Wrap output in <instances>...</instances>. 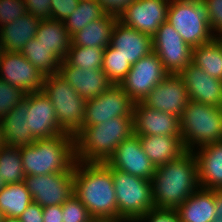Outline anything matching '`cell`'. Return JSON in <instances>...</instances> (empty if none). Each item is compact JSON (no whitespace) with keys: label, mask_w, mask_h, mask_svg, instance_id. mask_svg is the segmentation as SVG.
Masks as SVG:
<instances>
[{"label":"cell","mask_w":222,"mask_h":222,"mask_svg":"<svg viewBox=\"0 0 222 222\" xmlns=\"http://www.w3.org/2000/svg\"><path fill=\"white\" fill-rule=\"evenodd\" d=\"M189 101L182 77L179 74H168L142 100V103L149 108L181 117Z\"/></svg>","instance_id":"14"},{"label":"cell","mask_w":222,"mask_h":222,"mask_svg":"<svg viewBox=\"0 0 222 222\" xmlns=\"http://www.w3.org/2000/svg\"><path fill=\"white\" fill-rule=\"evenodd\" d=\"M213 39L216 41V43L220 46V48L222 50V32L214 34Z\"/></svg>","instance_id":"50"},{"label":"cell","mask_w":222,"mask_h":222,"mask_svg":"<svg viewBox=\"0 0 222 222\" xmlns=\"http://www.w3.org/2000/svg\"><path fill=\"white\" fill-rule=\"evenodd\" d=\"M167 75L160 58L152 51L132 65L120 86L134 103L142 102Z\"/></svg>","instance_id":"10"},{"label":"cell","mask_w":222,"mask_h":222,"mask_svg":"<svg viewBox=\"0 0 222 222\" xmlns=\"http://www.w3.org/2000/svg\"><path fill=\"white\" fill-rule=\"evenodd\" d=\"M102 5V9L106 14H111L116 17L125 10L134 0H97Z\"/></svg>","instance_id":"44"},{"label":"cell","mask_w":222,"mask_h":222,"mask_svg":"<svg viewBox=\"0 0 222 222\" xmlns=\"http://www.w3.org/2000/svg\"><path fill=\"white\" fill-rule=\"evenodd\" d=\"M133 107L122 87L112 84L100 96L86 101L83 126L98 125L113 117H133Z\"/></svg>","instance_id":"11"},{"label":"cell","mask_w":222,"mask_h":222,"mask_svg":"<svg viewBox=\"0 0 222 222\" xmlns=\"http://www.w3.org/2000/svg\"><path fill=\"white\" fill-rule=\"evenodd\" d=\"M26 176L65 173L74 167L75 137L64 133L53 138L36 139L32 145L20 147Z\"/></svg>","instance_id":"4"},{"label":"cell","mask_w":222,"mask_h":222,"mask_svg":"<svg viewBox=\"0 0 222 222\" xmlns=\"http://www.w3.org/2000/svg\"><path fill=\"white\" fill-rule=\"evenodd\" d=\"M42 91L54 106L58 124L75 135L83 127L86 101L59 73L45 76Z\"/></svg>","instance_id":"7"},{"label":"cell","mask_w":222,"mask_h":222,"mask_svg":"<svg viewBox=\"0 0 222 222\" xmlns=\"http://www.w3.org/2000/svg\"><path fill=\"white\" fill-rule=\"evenodd\" d=\"M45 76L58 73L61 61L34 37L20 52Z\"/></svg>","instance_id":"31"},{"label":"cell","mask_w":222,"mask_h":222,"mask_svg":"<svg viewBox=\"0 0 222 222\" xmlns=\"http://www.w3.org/2000/svg\"><path fill=\"white\" fill-rule=\"evenodd\" d=\"M6 145L5 140H4V133H3V128H2V123L0 119V149Z\"/></svg>","instance_id":"49"},{"label":"cell","mask_w":222,"mask_h":222,"mask_svg":"<svg viewBox=\"0 0 222 222\" xmlns=\"http://www.w3.org/2000/svg\"><path fill=\"white\" fill-rule=\"evenodd\" d=\"M35 38L49 48V51L61 62L65 60L71 46V36L65 28L64 22L54 19H41Z\"/></svg>","instance_id":"27"},{"label":"cell","mask_w":222,"mask_h":222,"mask_svg":"<svg viewBox=\"0 0 222 222\" xmlns=\"http://www.w3.org/2000/svg\"><path fill=\"white\" fill-rule=\"evenodd\" d=\"M207 7L213 34L222 32V0H202Z\"/></svg>","instance_id":"42"},{"label":"cell","mask_w":222,"mask_h":222,"mask_svg":"<svg viewBox=\"0 0 222 222\" xmlns=\"http://www.w3.org/2000/svg\"><path fill=\"white\" fill-rule=\"evenodd\" d=\"M170 0H134L119 15L123 25L153 37L166 22Z\"/></svg>","instance_id":"12"},{"label":"cell","mask_w":222,"mask_h":222,"mask_svg":"<svg viewBox=\"0 0 222 222\" xmlns=\"http://www.w3.org/2000/svg\"><path fill=\"white\" fill-rule=\"evenodd\" d=\"M133 133V117H113L83 126L75 135V158L82 162H107L116 147Z\"/></svg>","instance_id":"3"},{"label":"cell","mask_w":222,"mask_h":222,"mask_svg":"<svg viewBox=\"0 0 222 222\" xmlns=\"http://www.w3.org/2000/svg\"><path fill=\"white\" fill-rule=\"evenodd\" d=\"M137 222H181L175 209L153 208L144 214Z\"/></svg>","instance_id":"40"},{"label":"cell","mask_w":222,"mask_h":222,"mask_svg":"<svg viewBox=\"0 0 222 222\" xmlns=\"http://www.w3.org/2000/svg\"><path fill=\"white\" fill-rule=\"evenodd\" d=\"M25 12L24 0H0V28L16 21Z\"/></svg>","instance_id":"38"},{"label":"cell","mask_w":222,"mask_h":222,"mask_svg":"<svg viewBox=\"0 0 222 222\" xmlns=\"http://www.w3.org/2000/svg\"><path fill=\"white\" fill-rule=\"evenodd\" d=\"M118 17L105 14L98 20L88 23L83 29L71 36V46L99 47L110 45L113 28Z\"/></svg>","instance_id":"26"},{"label":"cell","mask_w":222,"mask_h":222,"mask_svg":"<svg viewBox=\"0 0 222 222\" xmlns=\"http://www.w3.org/2000/svg\"><path fill=\"white\" fill-rule=\"evenodd\" d=\"M110 45L119 49L131 65L153 51L152 37L117 21L111 35Z\"/></svg>","instance_id":"20"},{"label":"cell","mask_w":222,"mask_h":222,"mask_svg":"<svg viewBox=\"0 0 222 222\" xmlns=\"http://www.w3.org/2000/svg\"><path fill=\"white\" fill-rule=\"evenodd\" d=\"M213 194L216 212L211 222H222V189H213Z\"/></svg>","instance_id":"47"},{"label":"cell","mask_w":222,"mask_h":222,"mask_svg":"<svg viewBox=\"0 0 222 222\" xmlns=\"http://www.w3.org/2000/svg\"><path fill=\"white\" fill-rule=\"evenodd\" d=\"M44 222H63L61 205L43 207Z\"/></svg>","instance_id":"46"},{"label":"cell","mask_w":222,"mask_h":222,"mask_svg":"<svg viewBox=\"0 0 222 222\" xmlns=\"http://www.w3.org/2000/svg\"><path fill=\"white\" fill-rule=\"evenodd\" d=\"M28 93L25 98L1 119L6 145L22 147L32 145L34 136L28 129L27 115Z\"/></svg>","instance_id":"23"},{"label":"cell","mask_w":222,"mask_h":222,"mask_svg":"<svg viewBox=\"0 0 222 222\" xmlns=\"http://www.w3.org/2000/svg\"><path fill=\"white\" fill-rule=\"evenodd\" d=\"M154 208L176 209L199 186L197 162L192 151L156 168L151 178Z\"/></svg>","instance_id":"2"},{"label":"cell","mask_w":222,"mask_h":222,"mask_svg":"<svg viewBox=\"0 0 222 222\" xmlns=\"http://www.w3.org/2000/svg\"><path fill=\"white\" fill-rule=\"evenodd\" d=\"M85 100L94 99L104 93L112 83L102 69L82 70L61 62L58 72Z\"/></svg>","instance_id":"19"},{"label":"cell","mask_w":222,"mask_h":222,"mask_svg":"<svg viewBox=\"0 0 222 222\" xmlns=\"http://www.w3.org/2000/svg\"><path fill=\"white\" fill-rule=\"evenodd\" d=\"M192 64L222 81V50L214 39L192 49Z\"/></svg>","instance_id":"30"},{"label":"cell","mask_w":222,"mask_h":222,"mask_svg":"<svg viewBox=\"0 0 222 222\" xmlns=\"http://www.w3.org/2000/svg\"><path fill=\"white\" fill-rule=\"evenodd\" d=\"M74 195L93 219L119 218L112 171L105 163L75 161Z\"/></svg>","instance_id":"1"},{"label":"cell","mask_w":222,"mask_h":222,"mask_svg":"<svg viewBox=\"0 0 222 222\" xmlns=\"http://www.w3.org/2000/svg\"><path fill=\"white\" fill-rule=\"evenodd\" d=\"M0 176L6 185L24 181L20 147L5 145L0 149Z\"/></svg>","instance_id":"33"},{"label":"cell","mask_w":222,"mask_h":222,"mask_svg":"<svg viewBox=\"0 0 222 222\" xmlns=\"http://www.w3.org/2000/svg\"><path fill=\"white\" fill-rule=\"evenodd\" d=\"M28 129L35 139H48L67 133L56 118L54 106L43 91L28 93Z\"/></svg>","instance_id":"15"},{"label":"cell","mask_w":222,"mask_h":222,"mask_svg":"<svg viewBox=\"0 0 222 222\" xmlns=\"http://www.w3.org/2000/svg\"><path fill=\"white\" fill-rule=\"evenodd\" d=\"M175 211L181 222H211L216 212L213 189L199 187Z\"/></svg>","instance_id":"25"},{"label":"cell","mask_w":222,"mask_h":222,"mask_svg":"<svg viewBox=\"0 0 222 222\" xmlns=\"http://www.w3.org/2000/svg\"><path fill=\"white\" fill-rule=\"evenodd\" d=\"M1 222H21V221L19 218L4 216Z\"/></svg>","instance_id":"51"},{"label":"cell","mask_w":222,"mask_h":222,"mask_svg":"<svg viewBox=\"0 0 222 222\" xmlns=\"http://www.w3.org/2000/svg\"><path fill=\"white\" fill-rule=\"evenodd\" d=\"M181 139L186 151L222 141V108L189 101L180 117Z\"/></svg>","instance_id":"5"},{"label":"cell","mask_w":222,"mask_h":222,"mask_svg":"<svg viewBox=\"0 0 222 222\" xmlns=\"http://www.w3.org/2000/svg\"><path fill=\"white\" fill-rule=\"evenodd\" d=\"M119 52V49L111 45L104 49L102 70L105 72L109 81L115 85L121 84L132 67Z\"/></svg>","instance_id":"35"},{"label":"cell","mask_w":222,"mask_h":222,"mask_svg":"<svg viewBox=\"0 0 222 222\" xmlns=\"http://www.w3.org/2000/svg\"><path fill=\"white\" fill-rule=\"evenodd\" d=\"M92 222H134L124 218H115V219H93Z\"/></svg>","instance_id":"48"},{"label":"cell","mask_w":222,"mask_h":222,"mask_svg":"<svg viewBox=\"0 0 222 222\" xmlns=\"http://www.w3.org/2000/svg\"><path fill=\"white\" fill-rule=\"evenodd\" d=\"M166 22L192 48L213 40L206 4L202 0H170Z\"/></svg>","instance_id":"6"},{"label":"cell","mask_w":222,"mask_h":222,"mask_svg":"<svg viewBox=\"0 0 222 222\" xmlns=\"http://www.w3.org/2000/svg\"><path fill=\"white\" fill-rule=\"evenodd\" d=\"M19 219L21 222H44L43 207L35 202H31Z\"/></svg>","instance_id":"45"},{"label":"cell","mask_w":222,"mask_h":222,"mask_svg":"<svg viewBox=\"0 0 222 222\" xmlns=\"http://www.w3.org/2000/svg\"><path fill=\"white\" fill-rule=\"evenodd\" d=\"M0 78L25 93L42 91L45 75L20 52L4 51L0 58Z\"/></svg>","instance_id":"13"},{"label":"cell","mask_w":222,"mask_h":222,"mask_svg":"<svg viewBox=\"0 0 222 222\" xmlns=\"http://www.w3.org/2000/svg\"><path fill=\"white\" fill-rule=\"evenodd\" d=\"M192 152L197 162L199 186L222 189V141L209 143Z\"/></svg>","instance_id":"21"},{"label":"cell","mask_w":222,"mask_h":222,"mask_svg":"<svg viewBox=\"0 0 222 222\" xmlns=\"http://www.w3.org/2000/svg\"><path fill=\"white\" fill-rule=\"evenodd\" d=\"M33 202L42 207L62 205L74 194V167L65 173L25 176Z\"/></svg>","instance_id":"9"},{"label":"cell","mask_w":222,"mask_h":222,"mask_svg":"<svg viewBox=\"0 0 222 222\" xmlns=\"http://www.w3.org/2000/svg\"><path fill=\"white\" fill-rule=\"evenodd\" d=\"M62 206L63 222H92L88 209L73 194Z\"/></svg>","instance_id":"37"},{"label":"cell","mask_w":222,"mask_h":222,"mask_svg":"<svg viewBox=\"0 0 222 222\" xmlns=\"http://www.w3.org/2000/svg\"><path fill=\"white\" fill-rule=\"evenodd\" d=\"M26 11L40 19H51V0H24Z\"/></svg>","instance_id":"43"},{"label":"cell","mask_w":222,"mask_h":222,"mask_svg":"<svg viewBox=\"0 0 222 222\" xmlns=\"http://www.w3.org/2000/svg\"><path fill=\"white\" fill-rule=\"evenodd\" d=\"M25 95L20 87H15L0 78V119L17 106Z\"/></svg>","instance_id":"36"},{"label":"cell","mask_w":222,"mask_h":222,"mask_svg":"<svg viewBox=\"0 0 222 222\" xmlns=\"http://www.w3.org/2000/svg\"><path fill=\"white\" fill-rule=\"evenodd\" d=\"M143 151L155 168L179 158L186 152L181 136H139Z\"/></svg>","instance_id":"22"},{"label":"cell","mask_w":222,"mask_h":222,"mask_svg":"<svg viewBox=\"0 0 222 222\" xmlns=\"http://www.w3.org/2000/svg\"><path fill=\"white\" fill-rule=\"evenodd\" d=\"M106 13L97 0H79L74 12L63 22L70 36L83 29L88 23L98 20Z\"/></svg>","instance_id":"32"},{"label":"cell","mask_w":222,"mask_h":222,"mask_svg":"<svg viewBox=\"0 0 222 222\" xmlns=\"http://www.w3.org/2000/svg\"><path fill=\"white\" fill-rule=\"evenodd\" d=\"M6 186L5 181L2 179V177L0 176V191Z\"/></svg>","instance_id":"52"},{"label":"cell","mask_w":222,"mask_h":222,"mask_svg":"<svg viewBox=\"0 0 222 222\" xmlns=\"http://www.w3.org/2000/svg\"><path fill=\"white\" fill-rule=\"evenodd\" d=\"M133 133L137 136L174 135L181 136L180 117L134 103Z\"/></svg>","instance_id":"17"},{"label":"cell","mask_w":222,"mask_h":222,"mask_svg":"<svg viewBox=\"0 0 222 222\" xmlns=\"http://www.w3.org/2000/svg\"><path fill=\"white\" fill-rule=\"evenodd\" d=\"M3 52H4V49H3V46H2V44L0 42V58H1Z\"/></svg>","instance_id":"53"},{"label":"cell","mask_w":222,"mask_h":222,"mask_svg":"<svg viewBox=\"0 0 222 222\" xmlns=\"http://www.w3.org/2000/svg\"><path fill=\"white\" fill-rule=\"evenodd\" d=\"M179 75L194 102L222 108V81L206 74L201 68L190 64Z\"/></svg>","instance_id":"18"},{"label":"cell","mask_w":222,"mask_h":222,"mask_svg":"<svg viewBox=\"0 0 222 222\" xmlns=\"http://www.w3.org/2000/svg\"><path fill=\"white\" fill-rule=\"evenodd\" d=\"M79 0H51V19L64 21L74 12Z\"/></svg>","instance_id":"41"},{"label":"cell","mask_w":222,"mask_h":222,"mask_svg":"<svg viewBox=\"0 0 222 222\" xmlns=\"http://www.w3.org/2000/svg\"><path fill=\"white\" fill-rule=\"evenodd\" d=\"M192 49L188 44L153 45L168 74H179L192 63Z\"/></svg>","instance_id":"29"},{"label":"cell","mask_w":222,"mask_h":222,"mask_svg":"<svg viewBox=\"0 0 222 222\" xmlns=\"http://www.w3.org/2000/svg\"><path fill=\"white\" fill-rule=\"evenodd\" d=\"M41 19L25 12L16 21L0 28V42L4 51L21 52L25 44L37 33Z\"/></svg>","instance_id":"24"},{"label":"cell","mask_w":222,"mask_h":222,"mask_svg":"<svg viewBox=\"0 0 222 222\" xmlns=\"http://www.w3.org/2000/svg\"><path fill=\"white\" fill-rule=\"evenodd\" d=\"M104 163L112 171L119 218L137 222L154 208L151 180L133 176Z\"/></svg>","instance_id":"8"},{"label":"cell","mask_w":222,"mask_h":222,"mask_svg":"<svg viewBox=\"0 0 222 222\" xmlns=\"http://www.w3.org/2000/svg\"><path fill=\"white\" fill-rule=\"evenodd\" d=\"M3 217H4V215H3V213L1 212V209H0V222L2 221Z\"/></svg>","instance_id":"54"},{"label":"cell","mask_w":222,"mask_h":222,"mask_svg":"<svg viewBox=\"0 0 222 222\" xmlns=\"http://www.w3.org/2000/svg\"><path fill=\"white\" fill-rule=\"evenodd\" d=\"M104 49L99 47L70 46L65 61L82 70L102 69Z\"/></svg>","instance_id":"34"},{"label":"cell","mask_w":222,"mask_h":222,"mask_svg":"<svg viewBox=\"0 0 222 222\" xmlns=\"http://www.w3.org/2000/svg\"><path fill=\"white\" fill-rule=\"evenodd\" d=\"M33 202L25 182L7 184L0 191V209L5 217L19 218Z\"/></svg>","instance_id":"28"},{"label":"cell","mask_w":222,"mask_h":222,"mask_svg":"<svg viewBox=\"0 0 222 222\" xmlns=\"http://www.w3.org/2000/svg\"><path fill=\"white\" fill-rule=\"evenodd\" d=\"M153 45L187 44L168 22L162 23L152 37Z\"/></svg>","instance_id":"39"},{"label":"cell","mask_w":222,"mask_h":222,"mask_svg":"<svg viewBox=\"0 0 222 222\" xmlns=\"http://www.w3.org/2000/svg\"><path fill=\"white\" fill-rule=\"evenodd\" d=\"M107 163L115 169L127 172L139 178L151 180L155 166L142 149L139 136L132 134L122 141Z\"/></svg>","instance_id":"16"}]
</instances>
